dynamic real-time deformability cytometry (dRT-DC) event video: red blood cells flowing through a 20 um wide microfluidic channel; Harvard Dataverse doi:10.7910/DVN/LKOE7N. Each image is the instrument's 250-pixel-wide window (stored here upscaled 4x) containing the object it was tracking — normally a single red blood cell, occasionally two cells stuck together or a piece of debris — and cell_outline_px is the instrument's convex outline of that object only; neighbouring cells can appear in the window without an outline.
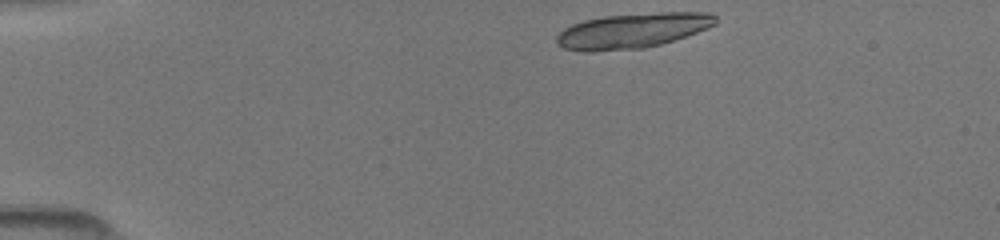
{"species": "common noctule bat (a hibernating species)", "species_latin": "Nyctalus noctula", "temperature_condition": "room temperature", "stored_images_in_passage": 10, "camera_frame_rate_fps": 3000, "um_per_image_px": 0.085, "animal": {"sex": "female", "body_mass_g": 19.5, "forearm_length_mm": 54.1}, "frame": {"image": 1, "passage_image": 1, "time_ms": 0.0, "image_size_px": [1000, 240], "cell_outline_px": [[716, 24], [708, 28], [660, 44], [644, 48], [592, 52], [584, 52], [564, 48], [556, 44], [556, 36], [564, 28], [572, 24], [584, 20], [604, 16], [660, 12], [708, 12], [716, 16]], "centroid_in_image_um": [53.72, 2.61], "position_along_channel_um": 31.3, "area_um2": 32.48}}